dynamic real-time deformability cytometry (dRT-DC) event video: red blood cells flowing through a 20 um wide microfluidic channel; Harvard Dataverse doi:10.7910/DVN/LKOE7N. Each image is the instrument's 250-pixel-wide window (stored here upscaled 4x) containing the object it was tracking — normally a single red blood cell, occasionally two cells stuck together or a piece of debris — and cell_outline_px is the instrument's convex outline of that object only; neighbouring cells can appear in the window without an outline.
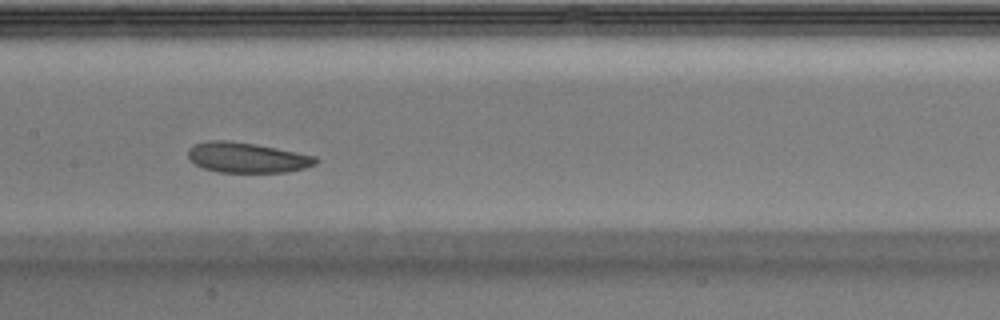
{"species": "Egyptian fruit bat (a non-hibernating species)", "species_latin": "Rousettus aegyptiacus", "temperature_condition": "warm", "stored_images_in_passage": 38, "camera_frame_rate_fps": 3000, "um_per_image_px": 0.085, "animal": {"sex": "male"}, "frame": {"image": 1, "passage_image": 17, "time_ms": 5.333, "image_size_px": [1000, 320], "cell_outline_px": [[320, 160], [316, 164], [304, 168], [288, 172], [220, 172], [204, 168], [188, 160], [188, 148], [196, 144], [208, 140], [224, 140], [256, 144], [316, 156]], "centroid_in_image_um": [21.0, 13.39], "position_along_channel_um": 186.4, "area_um2": 22.48}}